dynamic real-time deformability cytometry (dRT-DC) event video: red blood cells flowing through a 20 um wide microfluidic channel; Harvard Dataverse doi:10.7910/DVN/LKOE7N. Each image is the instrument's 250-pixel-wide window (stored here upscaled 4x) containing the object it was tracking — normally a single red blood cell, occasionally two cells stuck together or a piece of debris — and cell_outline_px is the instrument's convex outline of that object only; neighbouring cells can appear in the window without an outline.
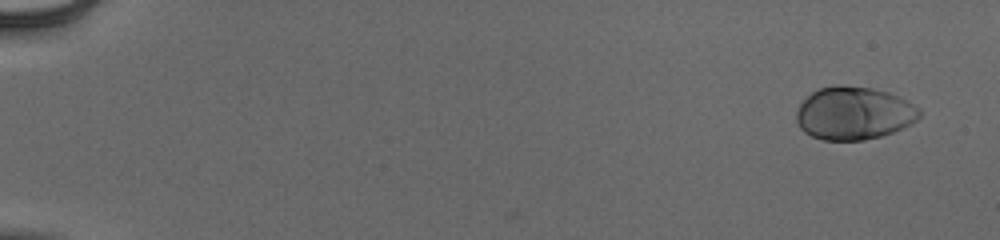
{"species": "human", "species_latin": "Homo sapiens", "temperature_condition": "cold", "stored_images_in_passage": 55, "camera_frame_rate_fps": 3000, "um_per_image_px": 0.085, "donor": {"sex": "male"}, "frame": {"image": 1, "passage_image": 4, "time_ms": 1.0, "image_size_px": [1000, 240], "cell_outline_px": [[920, 116], [916, 120], [892, 132], [880, 136], [864, 140], [820, 140], [804, 132], [800, 128], [796, 120], [796, 112], [800, 104], [812, 92], [820, 88], [836, 84], [840, 84], [872, 88], [888, 92], [920, 108]], "centroid_in_image_um": [72.54, 9.62], "position_along_channel_um": 12.5, "area_um2": 37.8}}
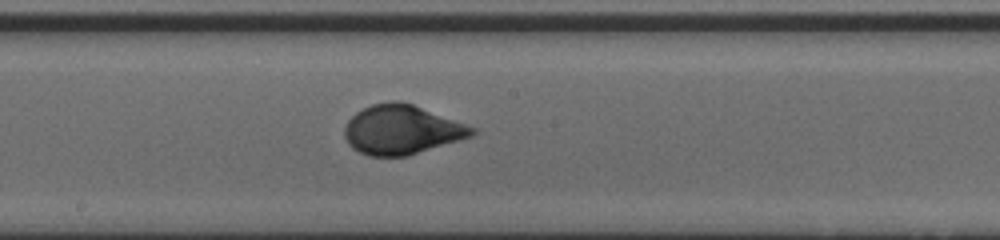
{"frame": {"image": 2, "passage_image": 33, "time_ms": 10.667, "image_size_px": [1000, 240], "cell_outline_px": [[476, 132], [472, 136], [460, 140], [408, 156], [368, 156], [352, 148], [348, 144], [344, 136], [344, 128], [348, 120], [356, 112], [372, 104], [392, 100], [400, 100], [412, 104], [476, 128]], "centroid_in_image_um": [34.12, 11.03], "position_along_channel_um": 214.1, "area_um2": 36.59}}
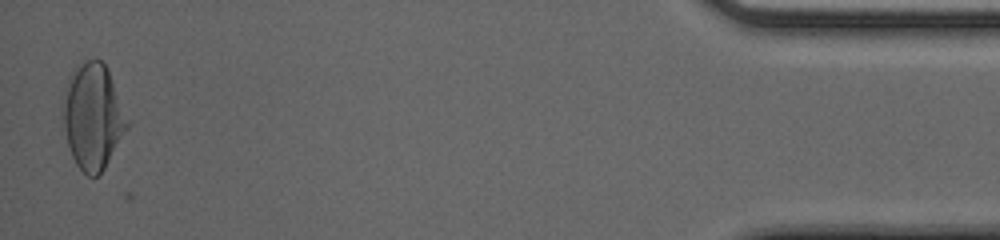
{"frame": {"image": 3, "passage_image": 55, "time_ms": 18.0, "image_size_px": [1000, 240], "cell_outline_px": [[132, 124], [104, 168], [96, 176], [88, 176], [76, 164], [72, 156], [68, 144], [64, 128], [64, 104], [68, 76], [72, 68], [76, 64], [96, 56], [104, 64], [108, 72]], "centroid_in_image_um": [7.93, 9.87], "position_along_channel_um": 427.3, "area_um2": 39.59}, "authors_computed_cell_mechanics": {"area_um2": 36.5874, "velocity_mm_per_s": 3.9313, "shape_relaxation_time_tau1_ms": 3.5081, "shape_relaxation_time_tau2_ms": null, "deformation_change_tau1": 0.1935, "deformation_change_tau2": null}}